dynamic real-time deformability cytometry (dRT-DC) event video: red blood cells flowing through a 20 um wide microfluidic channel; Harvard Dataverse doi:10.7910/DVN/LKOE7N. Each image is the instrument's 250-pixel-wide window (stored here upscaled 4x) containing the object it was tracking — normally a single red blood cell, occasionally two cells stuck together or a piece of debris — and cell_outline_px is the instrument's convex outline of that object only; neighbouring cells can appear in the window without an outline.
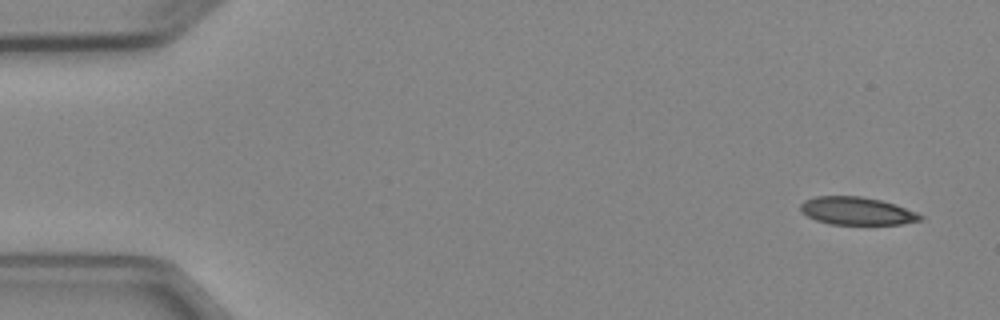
{"species": "Egyptian fruit bat (a non-hibernating species)", "species_latin": "Rousettus aegyptiacus", "temperature_condition": "cold", "stored_images_in_passage": 6, "camera_frame_rate_fps": 3000, "um_per_image_px": 0.085, "animal": {"sex": "female"}, "frame": {"image": 1, "passage_image": 1, "time_ms": 0.0, "image_size_px": [1000, 320], "cell_outline_px": [[924, 220], [900, 224], [828, 224], [816, 220], [808, 216], [800, 208], [800, 204], [804, 200], [816, 196], [860, 196], [880, 200], [896, 204], [916, 212], [924, 216]], "centroid_in_image_um": [72.86, 17.93], "position_along_channel_um": 12.1, "area_um2": 19.42}}
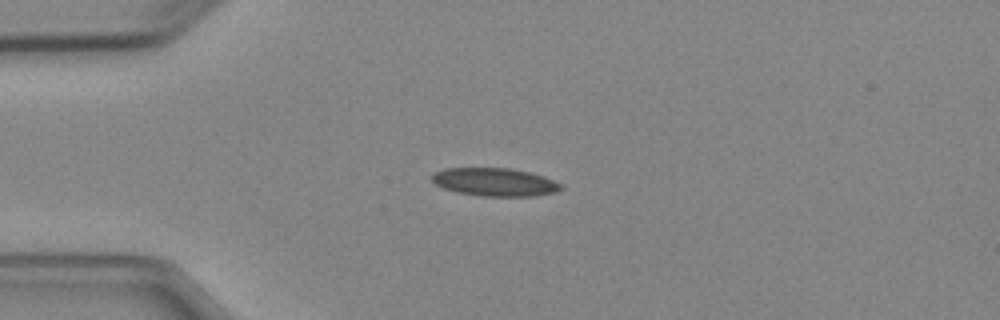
{"frame": {"image": 2, "passage_image": 4, "time_ms": 3.333, "image_size_px": [1000, 320], "cell_outline_px": [[564, 188], [556, 192], [536, 196], [484, 196], [460, 192], [444, 188], [436, 184], [432, 180], [432, 172], [444, 168], [512, 168], [544, 176], [560, 184]], "centroid_in_image_um": [42.07, 15.46], "position_along_channel_um": 42.9, "area_um2": 21.04}}